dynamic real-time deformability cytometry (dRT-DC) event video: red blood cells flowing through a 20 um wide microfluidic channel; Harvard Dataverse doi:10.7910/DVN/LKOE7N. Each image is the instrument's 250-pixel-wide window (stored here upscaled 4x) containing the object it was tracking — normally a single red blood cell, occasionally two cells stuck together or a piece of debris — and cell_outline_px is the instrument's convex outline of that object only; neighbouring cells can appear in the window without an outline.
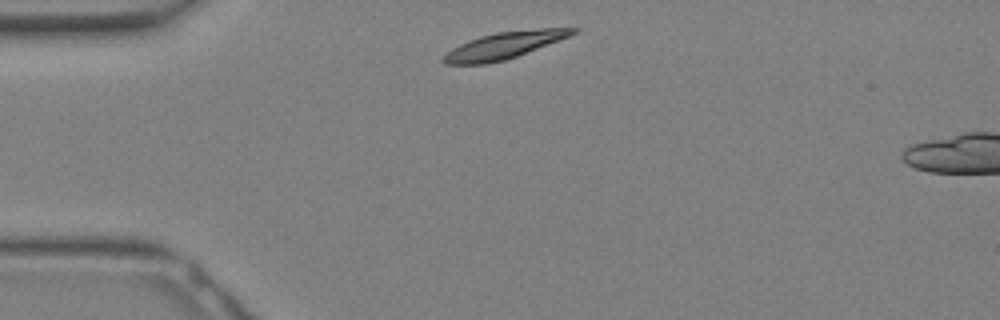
{"species": "Egyptian fruit bat (a non-hibernating species)", "species_latin": "Rousettus aegyptiacus", "temperature_condition": "warm", "stored_images_in_passage": 7, "camera_frame_rate_fps": 3000, "um_per_image_px": 0.085, "animal": {"sex": "female"}, "frame": {"image": 1, "passage_image": 1, "time_ms": 0.0, "image_size_px": [1000, 320], "cell_outline_px": [[580, 32], [572, 36], [516, 56], [504, 60], [484, 64], [444, 64], [440, 60], [452, 48], [468, 40], [480, 36], [496, 32], [540, 28], [580, 28]], "centroid_in_image_um": [42.9, 3.84], "position_along_channel_um": 42.1, "area_um2": 20.23}}
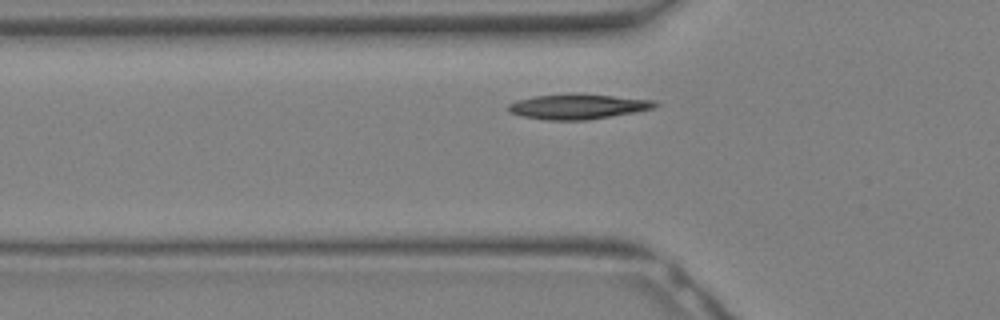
{"frame": {"image": 2, "passage_image": 4, "time_ms": 1.0, "image_size_px": [1000, 320], "cell_outline_px": [[660, 104], [652, 108], [636, 112], [588, 120], [548, 120], [524, 116], [508, 112], [508, 104], [516, 100], [532, 96], [572, 92], [576, 92], [656, 100]], "centroid_in_image_um": [49.13, 9.03], "position_along_channel_um": 76.7, "area_um2": 21.91}}
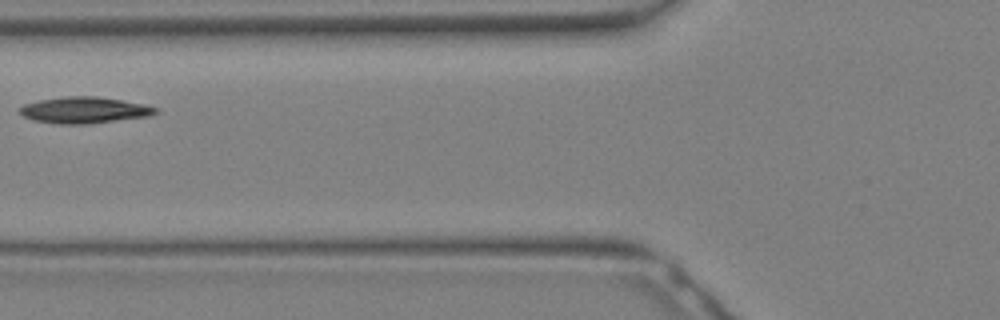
{"frame": {"image": 3, "passage_image": 6, "time_ms": 1.667, "image_size_px": [1000, 320], "cell_outline_px": [[160, 112], [148, 116], [84, 124], [60, 124], [36, 120], [24, 116], [16, 108], [24, 104], [40, 100], [64, 96], [96, 96], [144, 104], [160, 108]], "centroid_in_image_um": [7.18, 9.35], "position_along_channel_um": 118.6, "area_um2": 20.69}}